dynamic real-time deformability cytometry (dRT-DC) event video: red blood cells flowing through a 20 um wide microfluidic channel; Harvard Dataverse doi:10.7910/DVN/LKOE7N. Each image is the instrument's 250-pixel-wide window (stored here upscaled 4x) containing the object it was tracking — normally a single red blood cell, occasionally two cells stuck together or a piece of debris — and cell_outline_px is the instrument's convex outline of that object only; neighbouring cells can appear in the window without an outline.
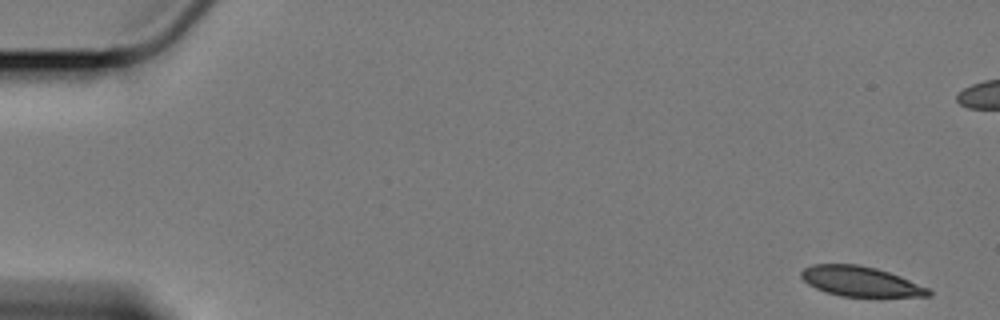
{"species": "Egyptian fruit bat (a non-hibernating species)", "species_latin": "Rousettus aegyptiacus", "temperature_condition": "cold", "stored_images_in_passage": 59, "camera_frame_rate_fps": 3000, "um_per_image_px": 0.085, "animal": {"sex": "female"}, "frame": {"image": 1, "passage_image": 1, "time_ms": 0.0, "image_size_px": [1000, 320], "cell_outline_px": [[932, 296], [840, 296], [824, 292], [808, 284], [800, 276], [800, 272], [804, 268], [812, 264], [856, 264], [876, 268], [900, 276], [928, 288], [932, 292]], "centroid_in_image_um": [73.1, 23.91], "position_along_channel_um": 11.9, "area_um2": 22.08}}
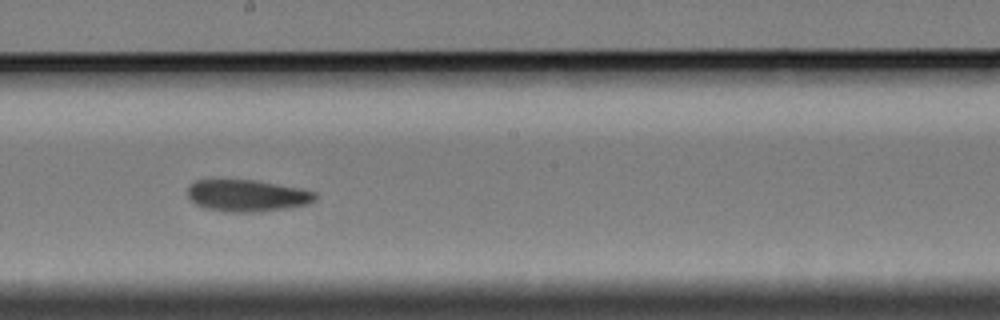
{"frame": {"image": 2, "passage_image": 32, "time_ms": 10.333, "image_size_px": [1000, 320], "cell_outline_px": [[316, 200], [308, 204], [288, 208], [252, 212], [224, 212], [204, 208], [196, 204], [188, 196], [188, 188], [196, 180], [252, 180], [300, 188], [316, 192]], "centroid_in_image_um": [21.02, 16.64], "position_along_channel_um": 227.2, "area_um2": 23.52}}
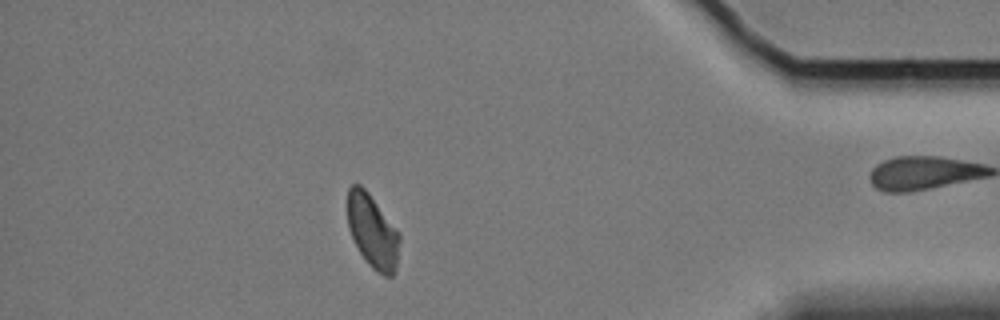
{"frame": {"image": 3, "passage_image": 51, "time_ms": 16.667, "image_size_px": [1000, 320], "cell_outline_px": [[400, 240], [396, 268], [392, 276], [384, 276], [376, 272], [368, 264], [360, 252], [348, 228], [348, 188], [352, 184], [360, 184], [368, 192], [400, 232]], "centroid_in_image_um": [31.68, 19.66], "position_along_channel_um": 403.5, "area_um2": 22.31}, "authors_computed_cell_mechanics": {"area_um2": 23.7558, "velocity_mm_per_s": 3.3722, "shape_relaxation_time_tau1_ms": 6.7788, "shape_relaxation_time_tau2_ms": 7.1073, "deformation_change_tau1": 0.1208, "deformation_change_tau2": 0.0997}}